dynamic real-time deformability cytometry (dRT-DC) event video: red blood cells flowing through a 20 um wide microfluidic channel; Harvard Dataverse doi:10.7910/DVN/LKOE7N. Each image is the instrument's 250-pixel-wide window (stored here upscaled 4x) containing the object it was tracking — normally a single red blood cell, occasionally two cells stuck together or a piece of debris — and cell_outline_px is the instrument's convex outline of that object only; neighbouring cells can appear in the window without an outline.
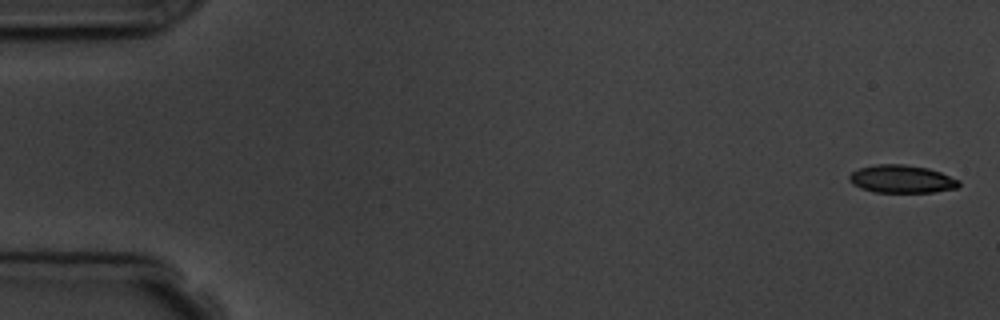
{"species": "common noctule bat (a hibernating species)", "species_latin": "Nyctalus noctula", "temperature_condition": "room temperature", "stored_images_in_passage": 6, "camera_frame_rate_fps": 3000, "um_per_image_px": 0.085, "animal": {"sex": "male", "body_mass_g": 19.5, "forearm_length_mm": 54.6}, "frame": {"image": 1, "passage_image": 1, "time_ms": 0.0, "image_size_px": [1000, 320], "cell_outline_px": [[960, 184], [956, 188], [932, 192], [872, 192], [860, 188], [852, 184], [848, 180], [848, 176], [852, 172], [860, 168], [876, 164], [904, 164], [928, 168], [940, 172], [960, 180]], "centroid_in_image_um": [76.62, 15.22], "position_along_channel_um": 8.4, "area_um2": 17.86}}
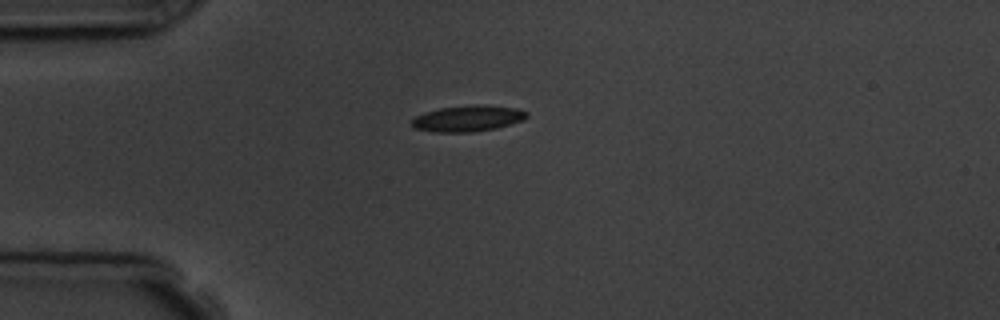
{"frame": {"image": 2, "passage_image": 6, "time_ms": 6.667, "image_size_px": [1000, 320], "cell_outline_px": [[528, 116], [524, 120], [496, 128], [472, 132], [432, 132], [412, 128], [412, 120], [416, 116], [424, 112], [440, 108], [476, 104], [484, 104], [516, 108], [528, 112]], "centroid_in_image_um": [39.77, 10.06], "position_along_channel_um": 45.2, "area_um2": 17.63}}